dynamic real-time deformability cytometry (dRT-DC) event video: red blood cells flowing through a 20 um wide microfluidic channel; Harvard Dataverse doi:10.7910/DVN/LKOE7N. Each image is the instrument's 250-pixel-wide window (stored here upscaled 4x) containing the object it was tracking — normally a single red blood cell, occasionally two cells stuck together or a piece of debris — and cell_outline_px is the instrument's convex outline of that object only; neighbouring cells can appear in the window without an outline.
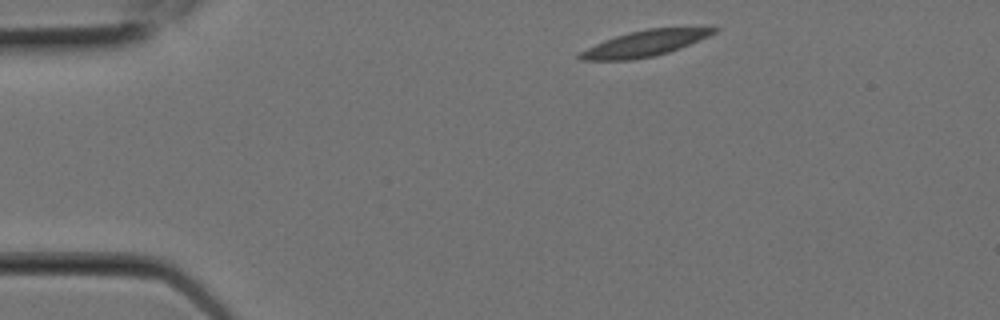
{"species": "Egyptian fruit bat (a non-hibernating species)", "species_latin": "Rousettus aegyptiacus", "temperature_condition": "room temperature", "stored_images_in_passage": 3, "camera_frame_rate_fps": 3000, "um_per_image_px": 0.085, "animal": {"sex": "female"}, "frame": {"image": 1, "passage_image": 1, "time_ms": 0.0, "image_size_px": [1000, 320], "cell_outline_px": [[720, 28], [716, 32], [708, 36], [680, 48], [668, 52], [652, 56], [632, 60], [580, 60], [576, 56], [580, 52], [604, 40], [628, 32], [648, 28]], "centroid_in_image_um": [54.76, 3.7], "position_along_channel_um": 30.2, "area_um2": 19.83}}